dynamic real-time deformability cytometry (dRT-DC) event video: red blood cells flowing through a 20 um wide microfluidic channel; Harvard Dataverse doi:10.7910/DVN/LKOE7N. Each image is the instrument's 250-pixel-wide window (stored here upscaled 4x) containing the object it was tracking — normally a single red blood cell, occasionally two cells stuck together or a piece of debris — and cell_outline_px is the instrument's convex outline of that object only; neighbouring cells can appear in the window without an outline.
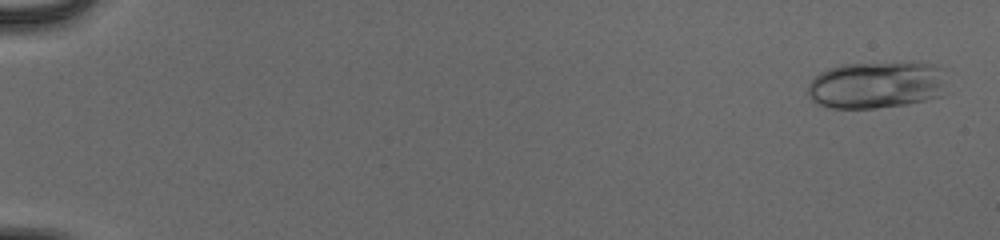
{"species": "human", "species_latin": "Homo sapiens", "temperature_condition": "cold", "stored_images_in_passage": 54, "camera_frame_rate_fps": 3000, "um_per_image_px": 0.085, "donor": {"sex": "male"}, "frame": {"image": 1, "passage_image": 2, "time_ms": 0.333, "image_size_px": [1000, 240], "cell_outline_px": [[944, 96], [904, 104], [876, 108], [828, 108], [816, 104], [808, 96], [808, 84], [820, 72], [828, 68], [840, 64], [912, 60], [936, 64], [944, 68]], "centroid_in_image_um": [74.54, 7.17], "position_along_channel_um": 10.5, "area_um2": 39.42}}
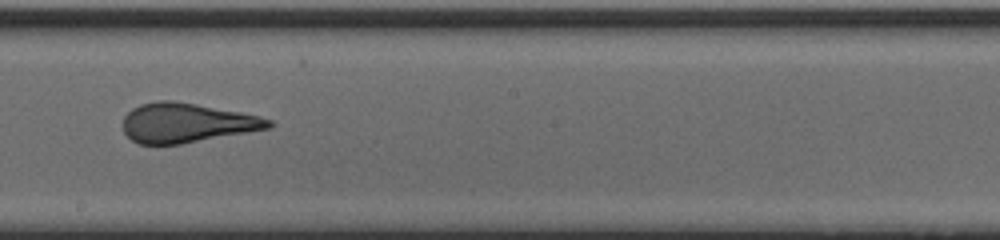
{"frame": {"image": 2, "passage_image": 33, "time_ms": 10.667, "image_size_px": [1000, 240], "cell_outline_px": [[276, 124], [272, 128], [180, 144], [140, 144], [132, 140], [124, 132], [124, 116], [132, 108], [140, 104], [156, 100], [172, 100], [196, 104], [240, 112], [260, 116], [272, 120]], "centroid_in_image_um": [15.9, 10.44], "position_along_channel_um": 232.3, "area_um2": 33.52}}
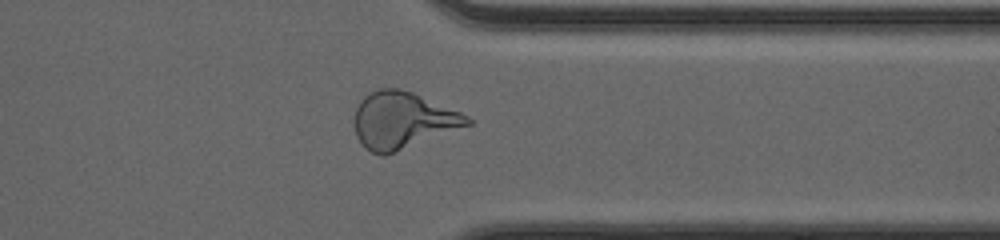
{"frame": {"image": 3, "passage_image": 44, "time_ms": 14.333, "image_size_px": [1000, 240], "cell_outline_px": [[472, 124], [384, 156], [380, 156], [364, 148], [356, 136], [352, 120], [356, 108], [364, 96], [376, 88], [400, 88], [412, 92], [460, 112], [468, 116], [472, 120]], "centroid_in_image_um": [34.17, 10.23], "position_along_channel_um": 377.2, "area_um2": 37.4}, "authors_computed_cell_mechanics": {"area_um2": 35.2869, "velocity_mm_per_s": 3.9612, "shape_relaxation_time_tau1_ms": 7.3543, "shape_relaxation_time_tau2_ms": null, "deformation_change_tau1": 0.2095, "deformation_change_tau2": null}}